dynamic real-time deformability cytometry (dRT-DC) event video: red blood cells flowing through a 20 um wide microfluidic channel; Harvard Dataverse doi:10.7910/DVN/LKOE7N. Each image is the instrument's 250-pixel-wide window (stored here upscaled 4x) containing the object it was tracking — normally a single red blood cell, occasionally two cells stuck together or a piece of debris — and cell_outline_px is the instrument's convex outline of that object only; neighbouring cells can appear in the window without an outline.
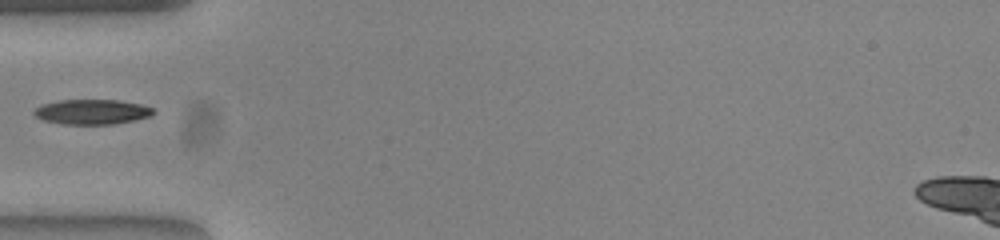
{"species": "common noctule bat (a hibernating species)", "species_latin": "Nyctalus noctula", "temperature_condition": "warm", "stored_images_in_passage": 36, "camera_frame_rate_fps": 3000, "um_per_image_px": 0.085, "animal": {"sex": "female", "body_mass_g": 23.0, "forearm_length_mm": 53.4}, "frame": {"image": 1, "passage_image": 1, "time_ms": 0.0, "image_size_px": [1000, 240], "cell_outline_px": [[156, 112], [152, 116], [112, 124], [64, 124], [44, 120], [36, 116], [32, 112], [40, 104], [60, 100], [120, 100], [140, 104], [152, 108]], "centroid_in_image_um": [7.82, 9.5], "position_along_channel_um": 77.2, "area_um2": 17.28}}
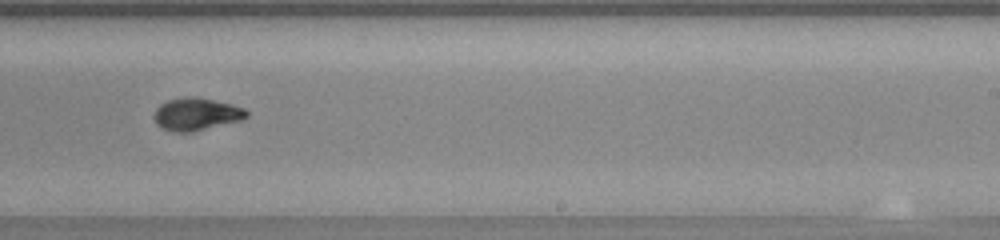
{"frame": {"image": 2, "passage_image": 16, "time_ms": 5.0, "image_size_px": [1000, 240], "cell_outline_px": [[248, 116], [240, 120], [192, 132], [176, 132], [160, 128], [156, 124], [152, 116], [156, 108], [160, 104], [168, 100], [184, 96], [196, 96], [232, 104], [244, 108], [248, 112]], "centroid_in_image_um": [16.64, 9.69], "position_along_channel_um": 272.4, "area_um2": 17.69}}
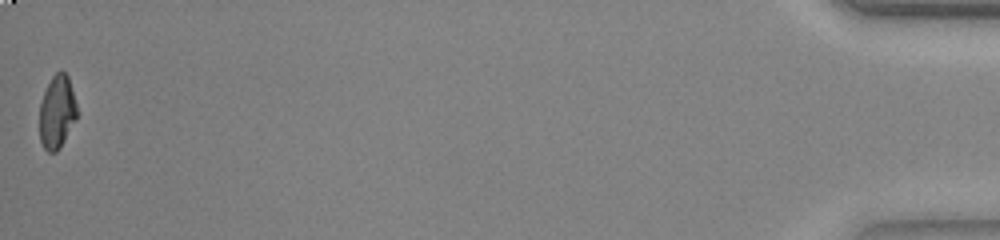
{"frame": {"image": 3, "passage_image": 36, "time_ms": 11.667, "image_size_px": [1000, 240], "cell_outline_px": [[80, 112], [76, 120], [60, 148], [56, 152], [48, 152], [44, 148], [40, 140], [40, 104], [44, 92], [52, 76], [56, 72], [64, 72], [68, 76]], "centroid_in_image_um": [4.88, 9.53], "position_along_channel_um": 430.3, "area_um2": 16.18}}